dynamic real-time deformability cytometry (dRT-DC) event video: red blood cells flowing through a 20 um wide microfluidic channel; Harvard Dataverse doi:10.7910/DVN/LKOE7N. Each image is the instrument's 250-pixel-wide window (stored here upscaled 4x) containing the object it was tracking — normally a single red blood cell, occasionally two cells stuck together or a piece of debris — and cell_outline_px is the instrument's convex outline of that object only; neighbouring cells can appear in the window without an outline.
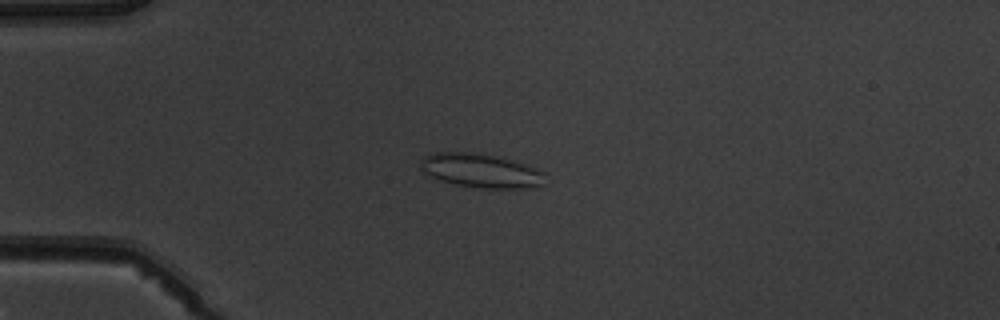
{"species": "common noctule bat (a hibernating species)", "species_latin": "Nyctalus noctula", "temperature_condition": "warm", "stored_images_in_passage": 6, "camera_frame_rate_fps": 3000, "um_per_image_px": 0.085, "animal": {"sex": "male", "body_mass_g": 19.5, "forearm_length_mm": 54.6}, "frame": {"image": 1, "passage_image": 4, "time_ms": 4.333, "image_size_px": [1000, 320], "cell_outline_px": [[544, 184], [524, 188], [476, 188], [456, 184], [440, 180], [424, 172], [420, 168], [420, 160], [424, 156], [436, 152], [476, 152], [504, 156], [544, 172]], "centroid_in_image_um": [40.86, 14.48], "position_along_channel_um": 44.1, "area_um2": 24.85}}
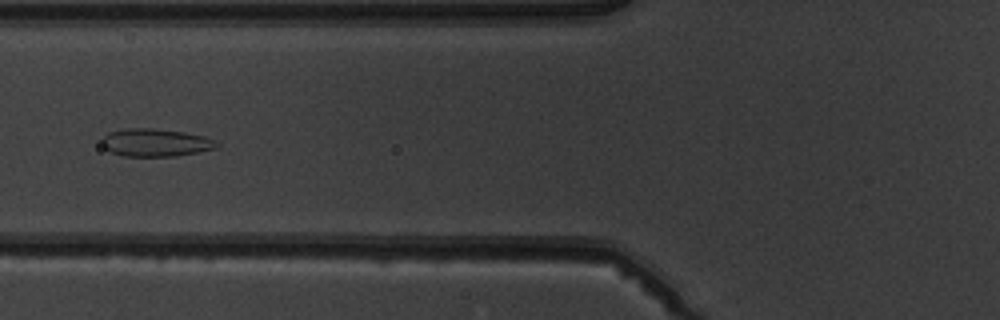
{"frame": {"image": 2, "passage_image": 6, "time_ms": 6.667, "image_size_px": [1000, 320], "cell_outline_px": [[220, 144], [216, 148], [176, 156], [124, 156], [108, 152], [104, 148], [100, 140], [108, 132], [124, 128], [152, 128], [184, 132], [204, 136]], "centroid_in_image_um": [13.15, 12.12], "position_along_channel_um": 112.6, "area_um2": 18.67}}